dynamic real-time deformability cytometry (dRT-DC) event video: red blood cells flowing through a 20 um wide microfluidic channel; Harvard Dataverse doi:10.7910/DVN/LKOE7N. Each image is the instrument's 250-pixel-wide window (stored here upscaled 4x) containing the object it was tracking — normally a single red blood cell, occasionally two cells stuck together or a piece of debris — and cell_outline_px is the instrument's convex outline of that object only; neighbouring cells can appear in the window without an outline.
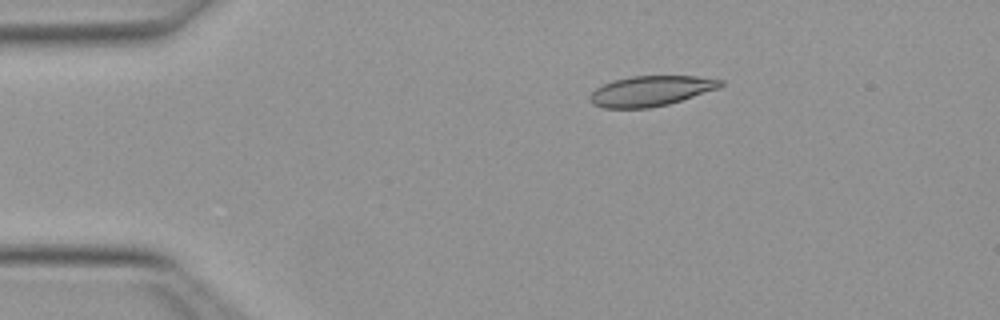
{"species": "Egyptian fruit bat (a non-hibernating species)", "species_latin": "Rousettus aegyptiacus", "temperature_condition": "warm", "stored_images_in_passage": 42, "camera_frame_rate_fps": 3000, "um_per_image_px": 0.085, "animal": {"sex": "female"}, "frame": {"image": 1, "passage_image": 1, "time_ms": 0.0, "image_size_px": [1000, 320], "cell_outline_px": [[724, 84], [720, 88], [668, 104], [648, 108], [604, 108], [592, 104], [588, 100], [588, 96], [596, 88], [612, 80], [632, 76], [696, 76], [724, 80]], "centroid_in_image_um": [55.31, 7.73], "position_along_channel_um": 29.7, "area_um2": 23.12}}
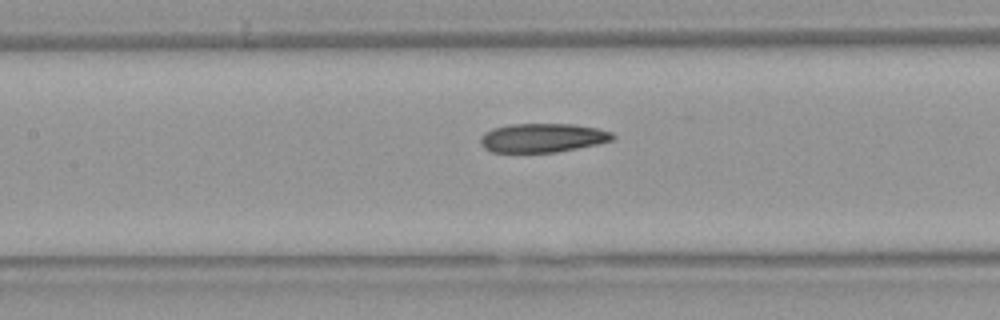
{"frame": {"image": 2, "passage_image": 15, "time_ms": 4.667, "image_size_px": [1000, 320], "cell_outline_px": [[616, 136], [612, 140], [596, 144], [556, 152], [492, 152], [484, 148], [480, 144], [480, 136], [484, 132], [492, 128], [508, 124], [572, 124], [596, 128], [612, 132]], "centroid_in_image_um": [46.07, 11.71], "position_along_channel_um": 161.3, "area_um2": 22.31}}
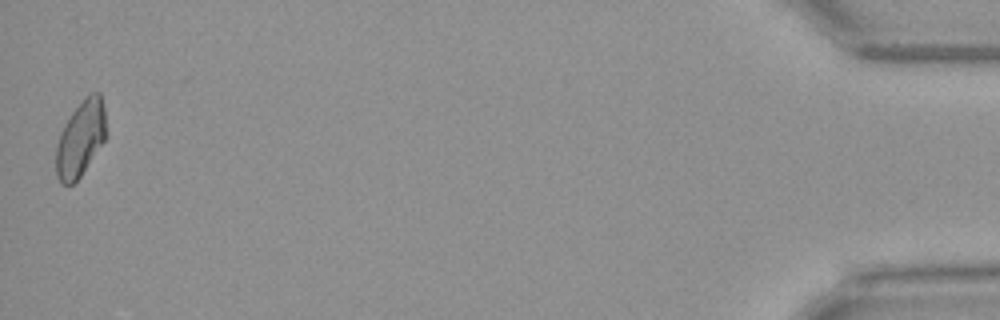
{"frame": {"image": 3, "passage_image": 42, "time_ms": 13.667, "image_size_px": [1000, 320], "cell_outline_px": [[104, 140], [80, 176], [72, 184], [60, 184], [56, 176], [56, 144], [60, 132], [64, 124], [72, 112], [84, 96], [92, 92], [100, 92], [104, 108]], "centroid_in_image_um": [6.8, 11.77], "position_along_channel_um": 428.4, "area_um2": 21.79}, "authors_computed_cell_mechanics": {"area_um2": 22.831, "velocity_mm_per_s": 4.0212, "shape_relaxation_time_tau1_ms": null, "shape_relaxation_time_tau2_ms": 4.0201, "deformation_change_tau1": null, "deformation_change_tau2": 0.1189}}